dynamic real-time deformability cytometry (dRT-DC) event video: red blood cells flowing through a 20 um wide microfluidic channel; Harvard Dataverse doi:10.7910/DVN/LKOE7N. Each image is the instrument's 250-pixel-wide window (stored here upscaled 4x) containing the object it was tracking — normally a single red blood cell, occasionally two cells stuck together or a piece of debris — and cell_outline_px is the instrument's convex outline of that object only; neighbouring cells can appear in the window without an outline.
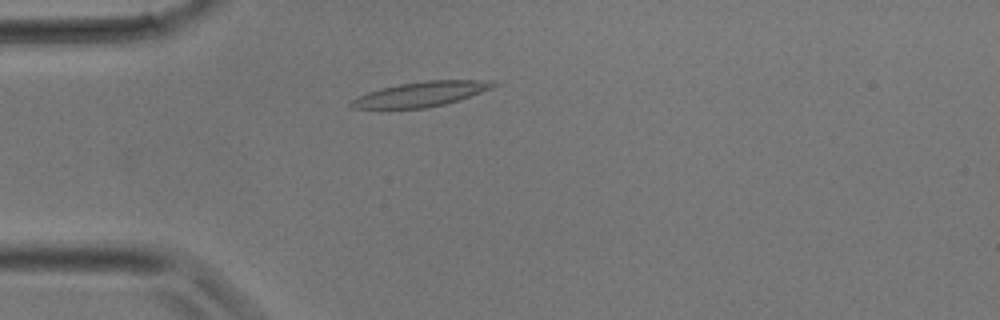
{"species": "common noctule bat (a hibernating species)", "species_latin": "Nyctalus noctula", "temperature_condition": "room temperature", "stored_images_in_passage": 27, "camera_frame_rate_fps": 3000, "um_per_image_px": 0.085, "animal": {"sex": "male", "body_mass_g": 17.9}, "frame": {"image": 1, "passage_image": 3, "time_ms": 0.667, "image_size_px": [1000, 320], "cell_outline_px": [[500, 84], [492, 88], [444, 104], [424, 108], [352, 108], [348, 104], [352, 100], [368, 92], [380, 88], [400, 84], [428, 80], [492, 80]], "centroid_in_image_um": [35.8, 7.98], "position_along_channel_um": 49.2, "area_um2": 20.23}}
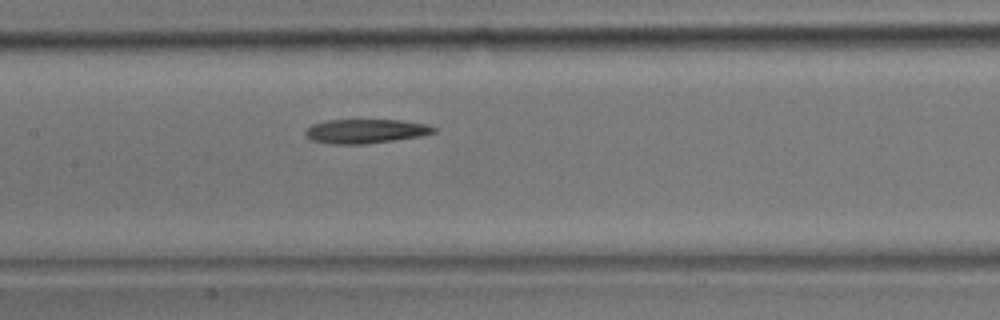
{"frame": {"image": 2, "passage_image": 10, "time_ms": 3.0, "image_size_px": [1000, 320], "cell_outline_px": [[436, 132], [420, 136], [396, 140], [368, 144], [328, 144], [312, 140], [304, 136], [304, 132], [312, 124], [328, 120], [400, 120], [428, 124], [436, 128]], "centroid_in_image_um": [31.07, 11.16], "position_along_channel_um": 176.3, "area_um2": 18.26}}
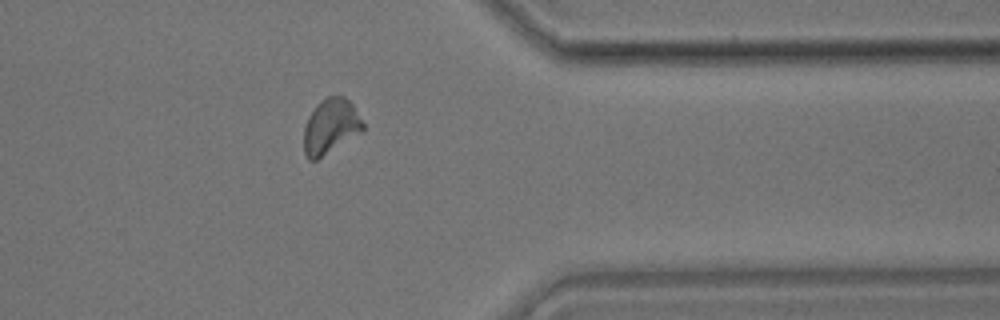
{"frame": {"image": 3, "passage_image": 21, "time_ms": 6.667, "image_size_px": [1000, 320], "cell_outline_px": [[364, 132], [316, 160], [308, 160], [304, 152], [304, 128], [308, 116], [316, 104], [320, 100], [328, 96], [344, 96], [352, 104], [364, 124]], "centroid_in_image_um": [28.11, 10.75], "position_along_channel_um": 383.3, "area_um2": 19.13}}